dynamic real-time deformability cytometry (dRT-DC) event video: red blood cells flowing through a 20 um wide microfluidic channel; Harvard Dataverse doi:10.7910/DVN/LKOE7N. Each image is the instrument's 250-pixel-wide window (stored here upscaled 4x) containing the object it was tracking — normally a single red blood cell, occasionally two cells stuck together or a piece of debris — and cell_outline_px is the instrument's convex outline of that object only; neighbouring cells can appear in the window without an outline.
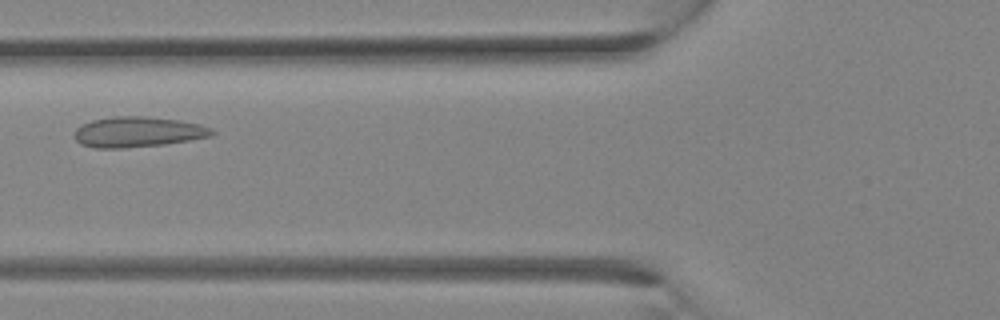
{"species": "Egyptian fruit bat (a non-hibernating species)", "species_latin": "Rousettus aegyptiacus", "temperature_condition": "room temperature", "stored_images_in_passage": 26, "camera_frame_rate_fps": 3000, "um_per_image_px": 0.085, "animal": {"sex": "female"}, "frame": {"image": 1, "passage_image": 6, "time_ms": 1.667, "image_size_px": [1000, 320], "cell_outline_px": [[216, 132], [212, 136], [164, 144], [124, 148], [96, 148], [80, 144], [72, 136], [76, 128], [80, 124], [92, 120], [112, 116], [144, 116], [180, 120], [200, 124], [212, 128]], "centroid_in_image_um": [11.69, 11.21], "position_along_channel_um": 114.1, "area_um2": 24.62}}
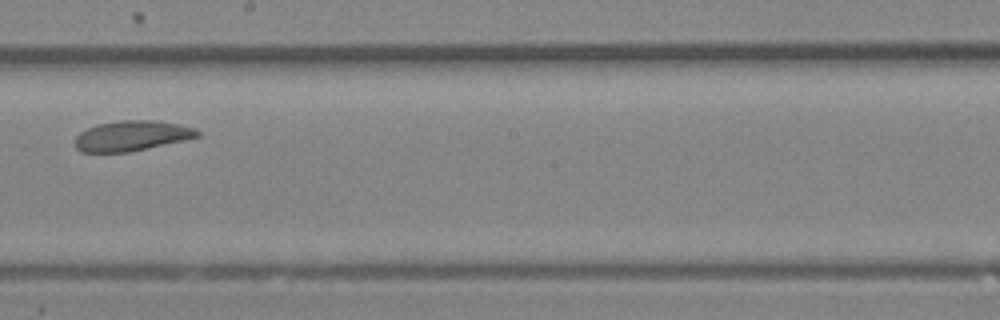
{"frame": {"image": 2, "passage_image": 12, "time_ms": 3.667, "image_size_px": [1000, 320], "cell_outline_px": [[200, 136], [184, 140], [128, 152], [80, 152], [76, 148], [76, 136], [80, 132], [96, 124], [120, 120], [152, 120], [180, 124], [192, 128], [200, 132]], "centroid_in_image_um": [11.18, 11.54], "position_along_channel_um": 237.0, "area_um2": 21.39}}
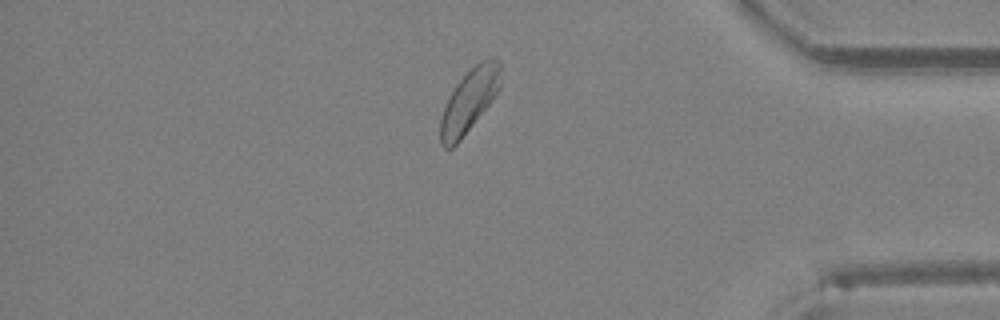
{"frame": {"image": 3, "passage_image": 21, "time_ms": 6.667, "image_size_px": [1000, 320], "cell_outline_px": [[500, 88], [492, 100], [460, 140], [452, 148], [444, 148], [440, 144], [440, 120], [444, 108], [456, 84], [480, 60], [500, 60]], "centroid_in_image_um": [39.87, 8.59], "position_along_channel_um": 395.3, "area_um2": 21.5}}